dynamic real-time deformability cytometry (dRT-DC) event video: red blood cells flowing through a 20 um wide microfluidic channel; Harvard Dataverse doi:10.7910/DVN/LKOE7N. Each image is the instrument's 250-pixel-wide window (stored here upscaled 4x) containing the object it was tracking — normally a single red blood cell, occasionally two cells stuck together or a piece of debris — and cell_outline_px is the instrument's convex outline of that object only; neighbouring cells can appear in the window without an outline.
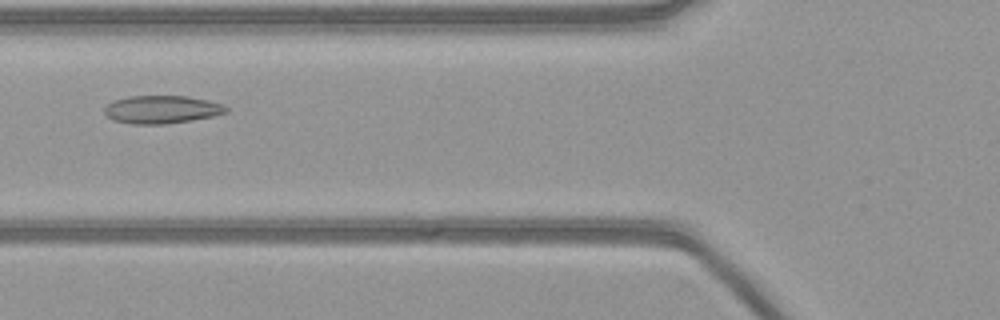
{"species": "common noctule bat (a hibernating species)", "species_latin": "Nyctalus noctula", "temperature_condition": "warm", "stored_images_in_passage": 40, "camera_frame_rate_fps": 3000, "um_per_image_px": 0.085, "animal": {"sex": "female", "body_mass_g": 21.9}, "frame": {"image": 1, "passage_image": 6, "time_ms": 1.667, "image_size_px": [1000, 320], "cell_outline_px": [[228, 112], [212, 116], [192, 120], [168, 124], [132, 124], [112, 120], [104, 112], [104, 108], [108, 104], [116, 100], [128, 96], [184, 96], [208, 100], [224, 104], [228, 108]], "centroid_in_image_um": [13.76, 9.31], "position_along_channel_um": 112.0, "area_um2": 19.83}}
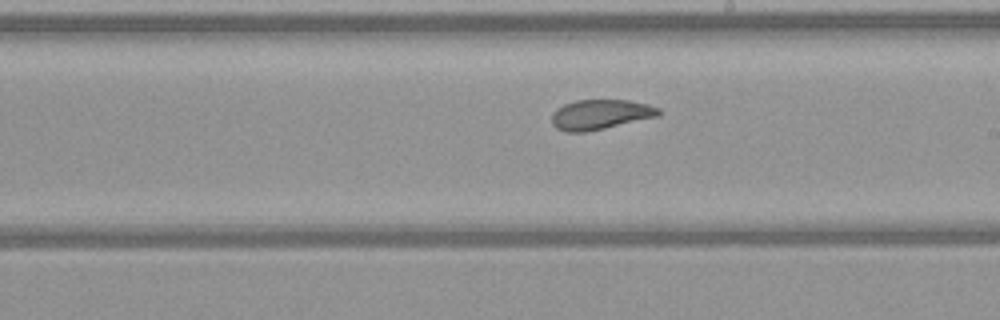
{"frame": {"image": 2, "passage_image": 16, "time_ms": 5.0, "image_size_px": [1000, 320], "cell_outline_px": [[660, 116], [604, 128], [584, 132], [564, 132], [556, 128], [552, 124], [552, 112], [556, 108], [564, 104], [576, 100], [628, 100], [648, 104], [660, 108]], "centroid_in_image_um": [51.02, 9.73], "position_along_channel_um": 238.0, "area_um2": 18.73}}
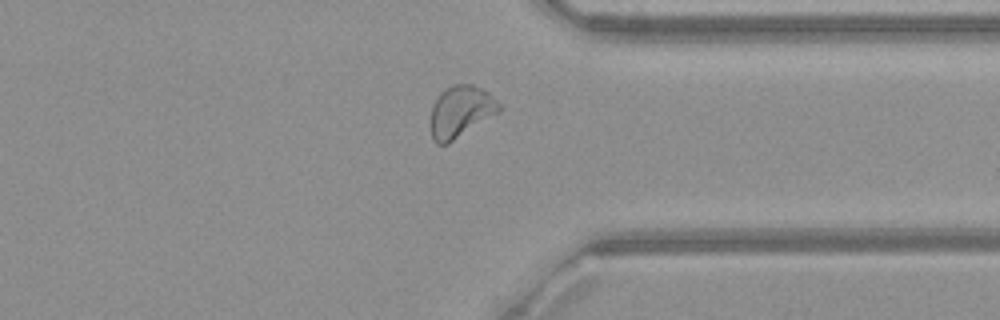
{"frame": {"image": 3, "passage_image": 27, "time_ms": 8.667, "image_size_px": [1000, 320], "cell_outline_px": [[504, 108], [500, 112], [448, 144], [436, 144], [432, 140], [428, 124], [432, 104], [440, 92], [444, 88], [452, 84], [472, 84], [488, 92]], "centroid_in_image_um": [39.11, 9.5], "position_along_channel_um": 372.3, "area_um2": 21.27}}